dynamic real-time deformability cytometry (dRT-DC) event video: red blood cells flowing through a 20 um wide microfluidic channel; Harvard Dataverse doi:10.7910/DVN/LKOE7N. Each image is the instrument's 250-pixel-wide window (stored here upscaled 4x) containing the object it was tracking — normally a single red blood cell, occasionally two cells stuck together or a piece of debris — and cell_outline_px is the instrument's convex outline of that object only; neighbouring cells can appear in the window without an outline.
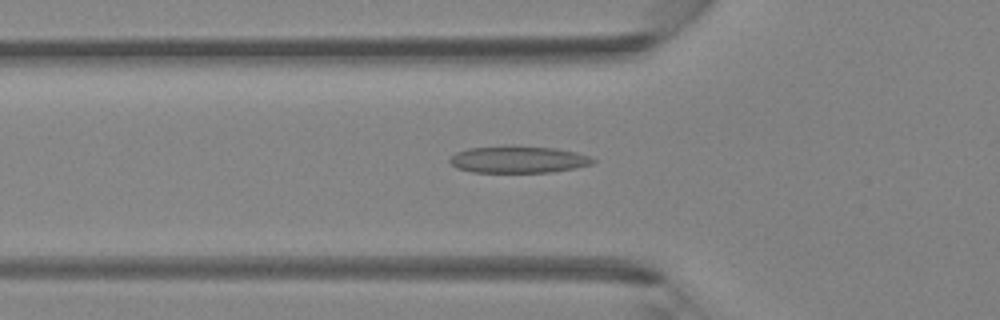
{"species": "Egyptian fruit bat (a non-hibernating species)", "species_latin": "Rousettus aegyptiacus", "temperature_condition": "room temperature", "stored_images_in_passage": 34, "camera_frame_rate_fps": 3000, "um_per_image_px": 0.085, "animal": {"sex": "female"}, "frame": {"image": 1, "passage_image": 5, "time_ms": 1.333, "image_size_px": [1000, 320], "cell_outline_px": [[596, 160], [592, 164], [552, 172], [472, 172], [456, 168], [448, 160], [456, 152], [468, 148], [508, 144], [556, 148], [576, 152], [592, 156]], "centroid_in_image_um": [44.04, 13.53], "position_along_channel_um": 81.8, "area_um2": 22.89}}
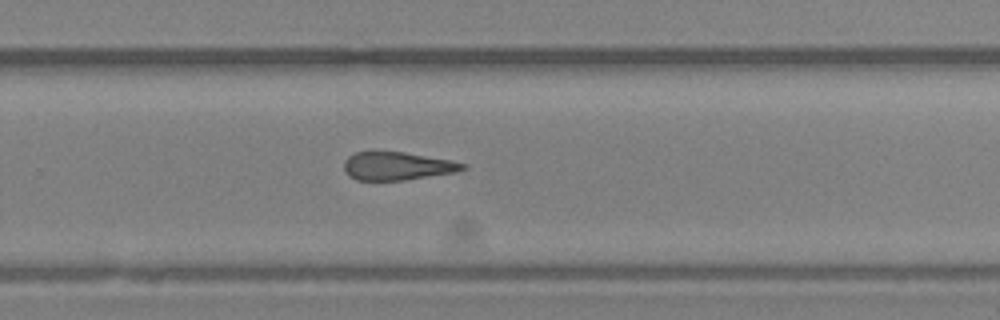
{"frame": {"image": 2, "passage_image": 19, "time_ms": 6.0, "image_size_px": [1000, 320], "cell_outline_px": [[468, 168], [456, 172], [404, 180], [356, 180], [348, 176], [344, 172], [344, 160], [348, 156], [356, 152], [404, 152], [448, 160], [468, 164]], "centroid_in_image_um": [33.74, 14.12], "position_along_channel_um": 296.1, "area_um2": 19.42}}
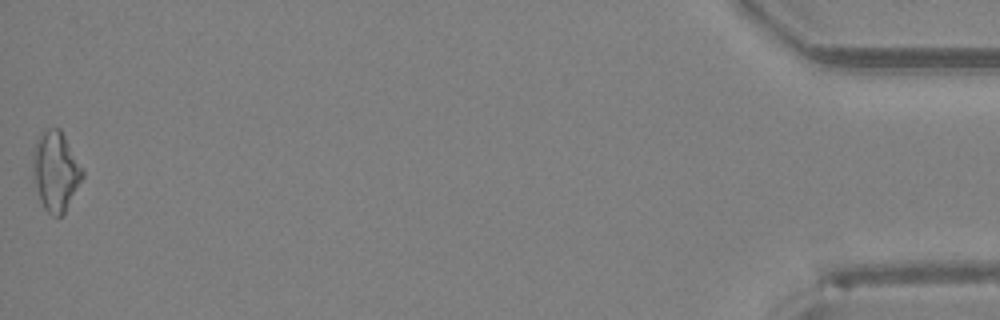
{"frame": {"image": 3, "passage_image": 34, "time_ms": 11.0, "image_size_px": [1000, 320], "cell_outline_px": [[84, 176], [64, 212], [60, 216], [52, 216], [44, 208], [40, 200], [32, 168], [32, 152], [36, 140], [40, 132], [48, 128], [60, 128], [84, 168]], "centroid_in_image_um": [4.73, 14.5], "position_along_channel_um": 430.5, "area_um2": 23.06}}